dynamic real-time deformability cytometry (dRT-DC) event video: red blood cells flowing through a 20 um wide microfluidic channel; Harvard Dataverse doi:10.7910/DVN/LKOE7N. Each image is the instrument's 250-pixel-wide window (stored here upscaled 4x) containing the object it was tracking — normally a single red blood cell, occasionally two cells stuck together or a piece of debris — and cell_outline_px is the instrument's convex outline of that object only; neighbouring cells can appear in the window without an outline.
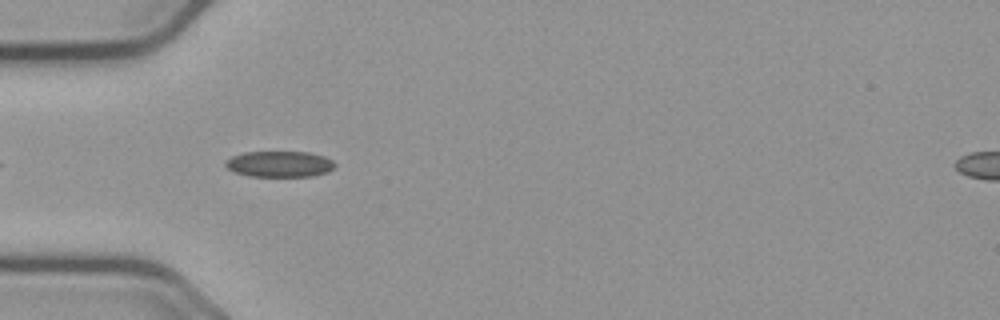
{"species": "common noctule bat (a hibernating species)", "species_latin": "Nyctalus noctula", "temperature_condition": "cold", "stored_images_in_passage": 41, "camera_frame_rate_fps": 3000, "um_per_image_px": 0.085, "animal": {"sex": "male", "body_mass_g": 23.1, "forearm_length_mm": 52.7}, "frame": {"image": 1, "passage_image": 2, "time_ms": 0.333, "image_size_px": [1000, 320], "cell_outline_px": [[336, 164], [328, 172], [312, 176], [248, 176], [236, 172], [228, 168], [224, 164], [232, 156], [244, 152], [308, 152], [324, 156], [332, 160]], "centroid_in_image_um": [23.78, 13.94], "position_along_channel_um": 61.2, "area_um2": 16.42}}
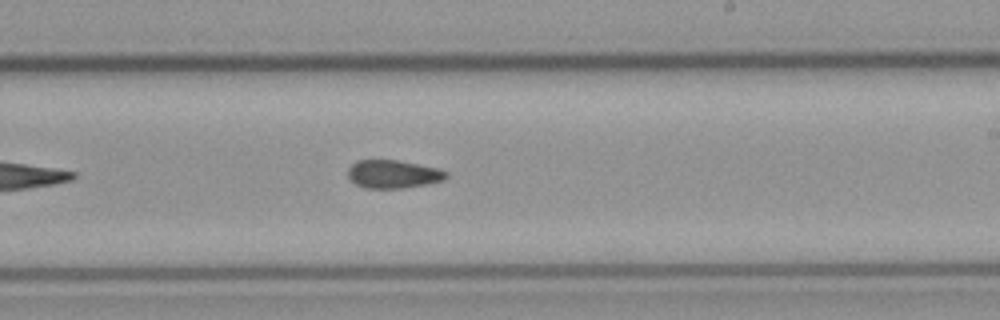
{"frame": {"image": 2, "passage_image": 18, "time_ms": 5.667, "image_size_px": [1000, 320], "cell_outline_px": [[448, 176], [444, 180], [428, 184], [404, 188], [364, 188], [356, 184], [348, 176], [348, 168], [356, 160], [396, 160], [440, 168], [448, 172]], "centroid_in_image_um": [33.45, 14.8], "position_along_channel_um": 255.6, "area_um2": 16.24}}
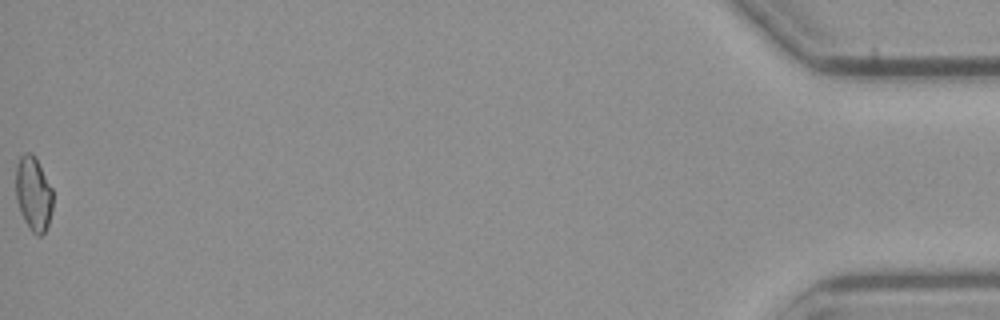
{"frame": {"image": 3, "passage_image": 41, "time_ms": 13.333, "image_size_px": [1000, 320], "cell_outline_px": [[52, 208], [48, 224], [44, 232], [40, 236], [36, 236], [32, 232], [24, 220], [20, 212], [16, 200], [16, 164], [20, 156], [24, 152], [32, 152], [36, 156], [52, 188]], "centroid_in_image_um": [2.83, 16.43], "position_along_channel_um": 432.4, "area_um2": 16.24}, "authors_computed_cell_mechanics": {"area_um2": 16.2996, "velocity_mm_per_s": 3.6715, "shape_relaxation_time_tau1_ms": 8.5826, "shape_relaxation_time_tau2_ms": 4.9928, "deformation_change_tau1": 0.1181, "deformation_change_tau2": 0.1093}}